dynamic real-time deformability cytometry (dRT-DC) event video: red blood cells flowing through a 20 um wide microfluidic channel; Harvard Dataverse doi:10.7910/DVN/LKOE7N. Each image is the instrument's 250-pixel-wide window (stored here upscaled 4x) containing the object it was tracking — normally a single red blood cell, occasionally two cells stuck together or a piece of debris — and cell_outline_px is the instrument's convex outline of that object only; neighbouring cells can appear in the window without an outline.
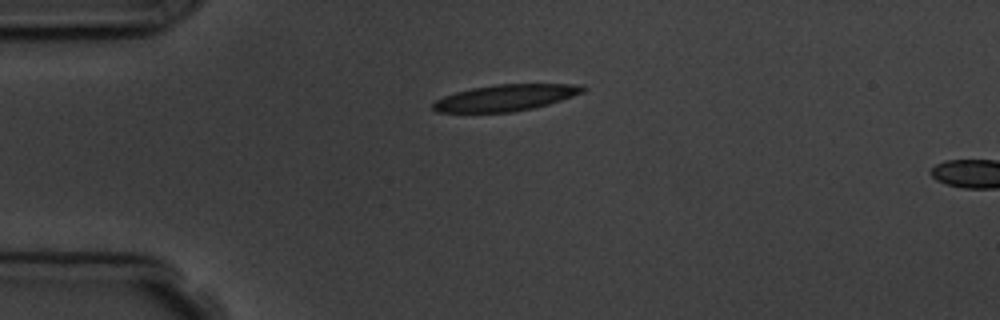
{"species": "common noctule bat (a hibernating species)", "species_latin": "Nyctalus noctula", "temperature_condition": "room temperature", "stored_images_in_passage": 2, "camera_frame_rate_fps": 3000, "um_per_image_px": 0.085, "animal": {"sex": "male", "body_mass_g": 19.5, "forearm_length_mm": 54.6}, "frame": {"image": 1, "passage_image": 1, "time_ms": 0.0, "image_size_px": [1000, 320], "cell_outline_px": [[588, 88], [584, 92], [548, 104], [532, 108], [512, 112], [436, 112], [432, 108], [432, 104], [436, 100], [444, 96], [456, 92], [472, 88], [496, 84], [572, 84]], "centroid_in_image_um": [42.95, 8.3], "position_along_channel_um": 42.1, "area_um2": 22.77}}